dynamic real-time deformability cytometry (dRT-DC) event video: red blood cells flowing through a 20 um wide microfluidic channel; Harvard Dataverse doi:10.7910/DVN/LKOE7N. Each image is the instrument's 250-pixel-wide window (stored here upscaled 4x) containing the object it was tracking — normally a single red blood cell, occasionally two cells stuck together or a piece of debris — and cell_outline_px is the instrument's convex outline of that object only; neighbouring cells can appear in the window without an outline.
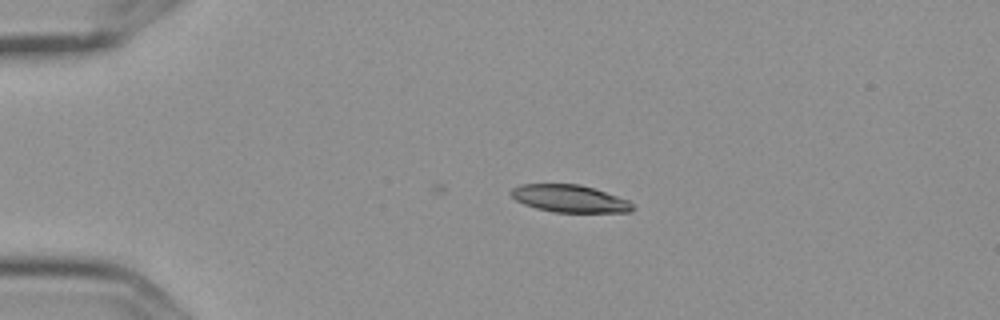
{"species": "Egyptian fruit bat (a non-hibernating species)", "species_latin": "Rousettus aegyptiacus", "temperature_condition": "cold", "stored_images_in_passage": 6, "camera_frame_rate_fps": 3000, "um_per_image_px": 0.085, "frame": {"image": 1, "passage_image": 6, "time_ms": 1.667, "image_size_px": [1000, 320], "cell_outline_px": [[636, 208], [632, 212], [552, 212], [536, 208], [524, 204], [516, 200], [508, 192], [512, 188], [520, 184], [580, 184], [628, 200]], "centroid_in_image_um": [48.39, 16.88], "position_along_channel_um": 36.6, "area_um2": 19.36}}